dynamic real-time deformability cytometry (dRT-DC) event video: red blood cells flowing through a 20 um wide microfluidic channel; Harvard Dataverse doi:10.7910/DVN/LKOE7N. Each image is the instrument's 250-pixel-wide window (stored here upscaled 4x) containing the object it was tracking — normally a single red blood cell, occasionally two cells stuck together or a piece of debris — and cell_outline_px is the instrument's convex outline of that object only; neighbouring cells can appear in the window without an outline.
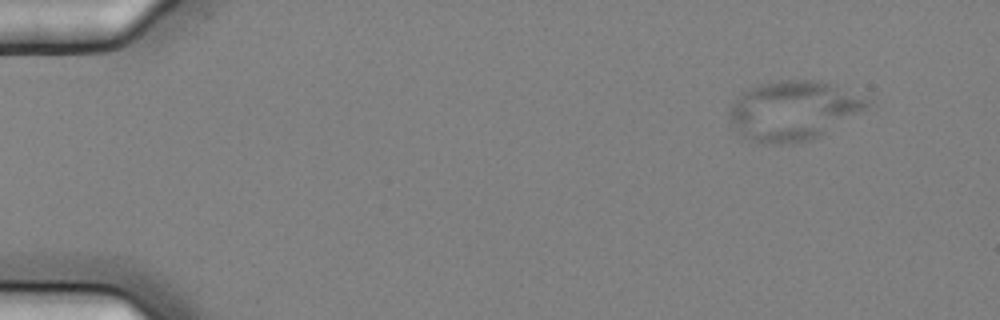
{"species": "common noctule bat (a hibernating species)", "species_latin": "Nyctalus noctula", "temperature_condition": "cold", "stored_images_in_passage": 10, "camera_frame_rate_fps": 3000, "um_per_image_px": 0.085, "animal": {"sex": "female", "body_mass_g": 25.1}, "frame": {"image": 1, "passage_image": 1, "time_ms": 0.0, "image_size_px": [1000, 320], "cell_outline_px": [[872, 100], [868, 108], [824, 132], [808, 140], [792, 144], [760, 144], [744, 136], [732, 128], [728, 120], [728, 108], [740, 92], [756, 84], [776, 80], [820, 80]], "centroid_in_image_um": [67.33, 9.38], "position_along_channel_um": 17.7, "area_um2": 47.86}}
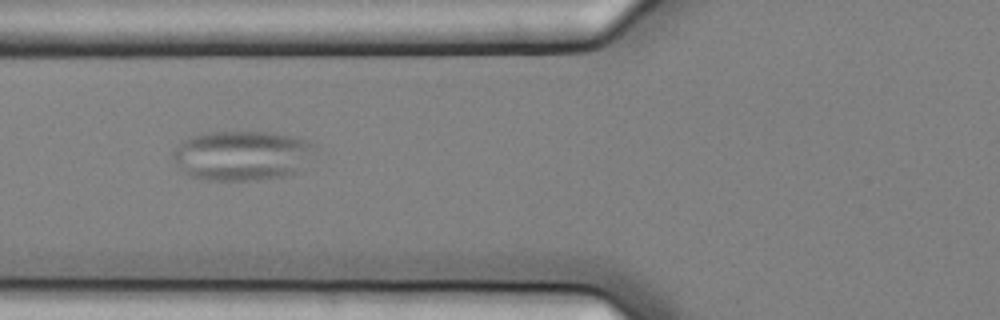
{"frame": {"image": 2, "passage_image": 6, "time_ms": 1.667, "image_size_px": [1000, 320], "cell_outline_px": [[316, 144], [296, 172], [284, 176], [260, 180], [204, 180], [188, 176], [176, 168], [172, 156], [172, 152], [184, 140], [192, 136], [204, 132], [276, 132], [308, 140]], "centroid_in_image_um": [20.48, 13.22], "position_along_channel_um": 105.3, "area_um2": 41.21}}
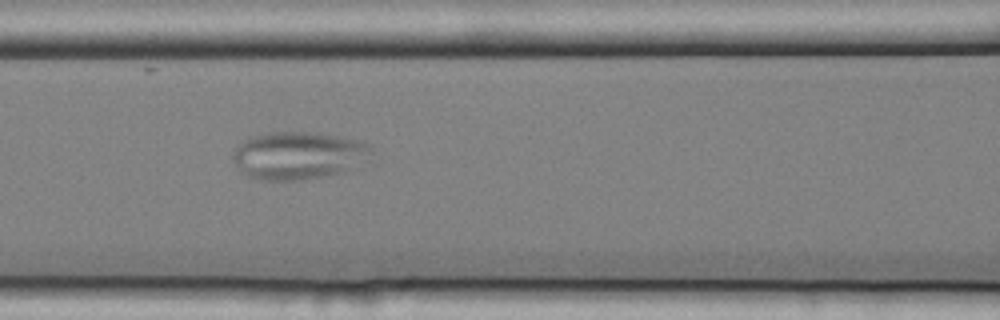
{"frame": {"image": 3, "passage_image": 7, "time_ms": 2.0, "image_size_px": [1000, 320], "cell_outline_px": [[372, 152], [368, 160], [328, 176], [304, 180], [260, 180], [248, 176], [236, 164], [232, 156], [232, 152], [248, 136], [272, 132], [308, 132], [336, 136], [356, 140], [368, 144]], "centroid_in_image_um": [25.32, 13.21], "position_along_channel_um": 141.3, "area_um2": 38.09}}